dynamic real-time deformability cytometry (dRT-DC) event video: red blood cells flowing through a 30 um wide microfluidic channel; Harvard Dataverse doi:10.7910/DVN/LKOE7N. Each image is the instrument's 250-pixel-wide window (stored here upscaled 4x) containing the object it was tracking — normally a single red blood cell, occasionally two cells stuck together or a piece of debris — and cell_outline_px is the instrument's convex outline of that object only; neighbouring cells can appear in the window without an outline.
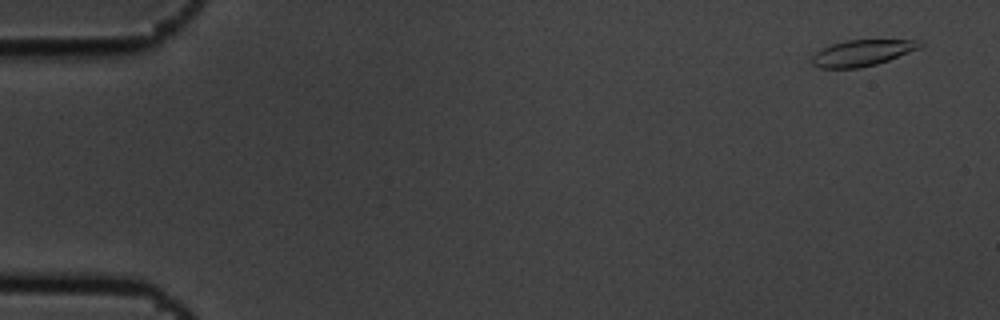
{"species": "common noctule bat (a hibernating species)", "species_latin": "Nyctalus noctula", "temperature_condition": "cold", "stored_images_in_passage": 5, "camera_frame_rate_fps": 3000, "um_per_image_px": 0.085, "animal": {"sex": "male", "body_mass_g": 19.5, "forearm_length_mm": 54.6}, "frame": {"image": 1, "passage_image": 1, "time_ms": 0.0, "image_size_px": [1000, 320], "cell_outline_px": [[924, 44], [920, 48], [888, 60], [876, 64], [860, 68], [820, 68], [812, 64], [812, 56], [816, 52], [832, 44], [848, 40], [924, 40]], "centroid_in_image_um": [73.32, 4.49], "position_along_channel_um": 11.7, "area_um2": 16.36}}
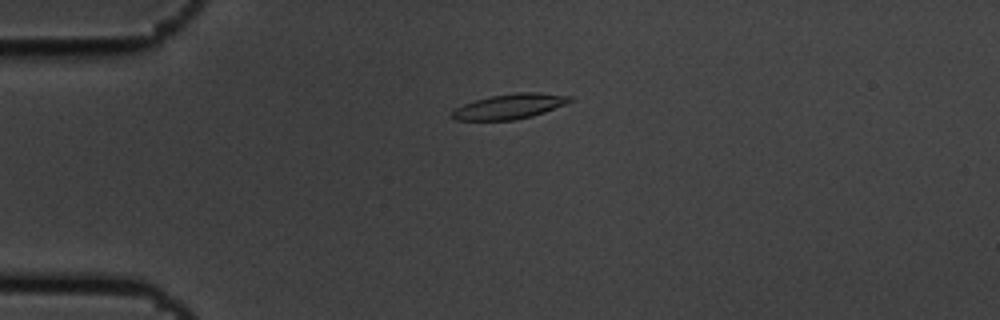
{"frame": {"image": 2, "passage_image": 4, "time_ms": 1.0, "image_size_px": [1000, 320], "cell_outline_px": [[572, 100], [564, 104], [544, 112], [532, 116], [512, 120], [456, 120], [448, 116], [456, 108], [464, 104], [476, 100], [492, 96], [516, 92], [540, 92], [572, 96]], "centroid_in_image_um": [43.3, 9.04], "position_along_channel_um": 41.7, "area_um2": 17.05}}